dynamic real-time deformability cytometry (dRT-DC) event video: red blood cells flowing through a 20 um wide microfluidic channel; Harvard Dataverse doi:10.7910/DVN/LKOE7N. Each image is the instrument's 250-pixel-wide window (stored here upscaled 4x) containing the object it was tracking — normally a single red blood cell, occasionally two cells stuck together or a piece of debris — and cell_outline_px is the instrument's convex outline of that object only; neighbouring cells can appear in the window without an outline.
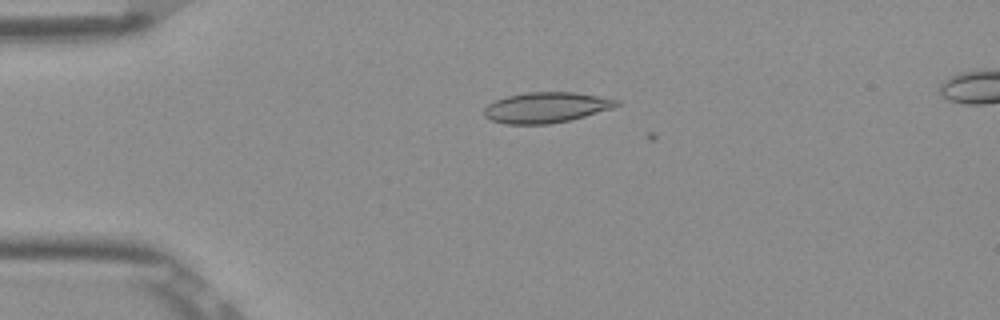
{"species": "Egyptian fruit bat (a non-hibernating species)", "species_latin": "Rousettus aegyptiacus", "temperature_condition": "room temperature", "stored_images_in_passage": 13, "camera_frame_rate_fps": 3000, "um_per_image_px": 0.085, "frame": {"image": 1, "passage_image": 12, "time_ms": 3.667, "image_size_px": [1000, 320], "cell_outline_px": [[620, 104], [612, 108], [572, 120], [552, 124], [504, 124], [492, 120], [484, 116], [484, 108], [488, 104], [496, 100], [508, 96], [528, 92], [572, 92], [620, 100]], "centroid_in_image_um": [46.42, 9.15], "position_along_channel_um": 38.6, "area_um2": 23.52}}